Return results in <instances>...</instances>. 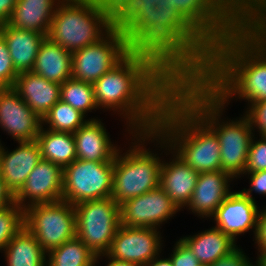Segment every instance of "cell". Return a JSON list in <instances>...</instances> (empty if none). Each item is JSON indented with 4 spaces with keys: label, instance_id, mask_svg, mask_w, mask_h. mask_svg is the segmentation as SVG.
I'll list each match as a JSON object with an SVG mask.
<instances>
[{
    "label": "cell",
    "instance_id": "1",
    "mask_svg": "<svg viewBox=\"0 0 266 266\" xmlns=\"http://www.w3.org/2000/svg\"><path fill=\"white\" fill-rule=\"evenodd\" d=\"M229 0H117L112 27L128 54L148 61L174 87L203 84Z\"/></svg>",
    "mask_w": 266,
    "mask_h": 266
},
{
    "label": "cell",
    "instance_id": "2",
    "mask_svg": "<svg viewBox=\"0 0 266 266\" xmlns=\"http://www.w3.org/2000/svg\"><path fill=\"white\" fill-rule=\"evenodd\" d=\"M98 108L123 115L128 133L156 130L174 86L148 61L128 54L93 83Z\"/></svg>",
    "mask_w": 266,
    "mask_h": 266
},
{
    "label": "cell",
    "instance_id": "3",
    "mask_svg": "<svg viewBox=\"0 0 266 266\" xmlns=\"http://www.w3.org/2000/svg\"><path fill=\"white\" fill-rule=\"evenodd\" d=\"M225 105L266 100V54L229 18L218 28L203 83Z\"/></svg>",
    "mask_w": 266,
    "mask_h": 266
},
{
    "label": "cell",
    "instance_id": "4",
    "mask_svg": "<svg viewBox=\"0 0 266 266\" xmlns=\"http://www.w3.org/2000/svg\"><path fill=\"white\" fill-rule=\"evenodd\" d=\"M156 131L198 173L222 171L216 134L175 93L166 100Z\"/></svg>",
    "mask_w": 266,
    "mask_h": 266
},
{
    "label": "cell",
    "instance_id": "5",
    "mask_svg": "<svg viewBox=\"0 0 266 266\" xmlns=\"http://www.w3.org/2000/svg\"><path fill=\"white\" fill-rule=\"evenodd\" d=\"M174 93L216 134L222 171L233 179L243 176L254 135L248 116L244 113L239 119L222 120L227 105L204 84L179 85L174 87Z\"/></svg>",
    "mask_w": 266,
    "mask_h": 266
},
{
    "label": "cell",
    "instance_id": "6",
    "mask_svg": "<svg viewBox=\"0 0 266 266\" xmlns=\"http://www.w3.org/2000/svg\"><path fill=\"white\" fill-rule=\"evenodd\" d=\"M112 28L110 6L98 0H62L46 37L73 53L97 42Z\"/></svg>",
    "mask_w": 266,
    "mask_h": 266
},
{
    "label": "cell",
    "instance_id": "7",
    "mask_svg": "<svg viewBox=\"0 0 266 266\" xmlns=\"http://www.w3.org/2000/svg\"><path fill=\"white\" fill-rule=\"evenodd\" d=\"M131 135L134 142H131L130 149L121 154L123 151L119 147L114 158L111 197L120 206L130 199L158 188L160 182L163 159L145 147V143L151 141V131L133 132Z\"/></svg>",
    "mask_w": 266,
    "mask_h": 266
},
{
    "label": "cell",
    "instance_id": "8",
    "mask_svg": "<svg viewBox=\"0 0 266 266\" xmlns=\"http://www.w3.org/2000/svg\"><path fill=\"white\" fill-rule=\"evenodd\" d=\"M76 237L95 255H105L121 224L120 205L112 197L74 205Z\"/></svg>",
    "mask_w": 266,
    "mask_h": 266
},
{
    "label": "cell",
    "instance_id": "9",
    "mask_svg": "<svg viewBox=\"0 0 266 266\" xmlns=\"http://www.w3.org/2000/svg\"><path fill=\"white\" fill-rule=\"evenodd\" d=\"M24 227L48 254L76 237L74 205L63 200L32 205L24 210Z\"/></svg>",
    "mask_w": 266,
    "mask_h": 266
},
{
    "label": "cell",
    "instance_id": "10",
    "mask_svg": "<svg viewBox=\"0 0 266 266\" xmlns=\"http://www.w3.org/2000/svg\"><path fill=\"white\" fill-rule=\"evenodd\" d=\"M114 162L76 159L63 168L62 200L73 205L112 196Z\"/></svg>",
    "mask_w": 266,
    "mask_h": 266
},
{
    "label": "cell",
    "instance_id": "11",
    "mask_svg": "<svg viewBox=\"0 0 266 266\" xmlns=\"http://www.w3.org/2000/svg\"><path fill=\"white\" fill-rule=\"evenodd\" d=\"M127 55L125 36L112 28L97 42L72 53V78L93 84Z\"/></svg>",
    "mask_w": 266,
    "mask_h": 266
},
{
    "label": "cell",
    "instance_id": "12",
    "mask_svg": "<svg viewBox=\"0 0 266 266\" xmlns=\"http://www.w3.org/2000/svg\"><path fill=\"white\" fill-rule=\"evenodd\" d=\"M154 228L128 227L120 224L105 255L97 256V261L113 258L145 266L162 251L161 233Z\"/></svg>",
    "mask_w": 266,
    "mask_h": 266
},
{
    "label": "cell",
    "instance_id": "13",
    "mask_svg": "<svg viewBox=\"0 0 266 266\" xmlns=\"http://www.w3.org/2000/svg\"><path fill=\"white\" fill-rule=\"evenodd\" d=\"M180 209L159 186L120 206L121 225L158 229Z\"/></svg>",
    "mask_w": 266,
    "mask_h": 266
},
{
    "label": "cell",
    "instance_id": "14",
    "mask_svg": "<svg viewBox=\"0 0 266 266\" xmlns=\"http://www.w3.org/2000/svg\"><path fill=\"white\" fill-rule=\"evenodd\" d=\"M62 187L63 168L41 159L14 196V202L23 211L32 205L54 203L62 200Z\"/></svg>",
    "mask_w": 266,
    "mask_h": 266
},
{
    "label": "cell",
    "instance_id": "15",
    "mask_svg": "<svg viewBox=\"0 0 266 266\" xmlns=\"http://www.w3.org/2000/svg\"><path fill=\"white\" fill-rule=\"evenodd\" d=\"M155 141L161 150L166 148L173 155L169 162L162 161L159 186L181 210L190 202L199 173L180 159L156 130H152L151 143L156 144Z\"/></svg>",
    "mask_w": 266,
    "mask_h": 266
},
{
    "label": "cell",
    "instance_id": "16",
    "mask_svg": "<svg viewBox=\"0 0 266 266\" xmlns=\"http://www.w3.org/2000/svg\"><path fill=\"white\" fill-rule=\"evenodd\" d=\"M42 119L13 88H0V127L17 142L35 141ZM1 143V141H0Z\"/></svg>",
    "mask_w": 266,
    "mask_h": 266
},
{
    "label": "cell",
    "instance_id": "17",
    "mask_svg": "<svg viewBox=\"0 0 266 266\" xmlns=\"http://www.w3.org/2000/svg\"><path fill=\"white\" fill-rule=\"evenodd\" d=\"M256 201L250 200L241 191L231 192L210 217L216 221L215 227L229 236L235 243L238 235L257 231L260 209Z\"/></svg>",
    "mask_w": 266,
    "mask_h": 266
},
{
    "label": "cell",
    "instance_id": "18",
    "mask_svg": "<svg viewBox=\"0 0 266 266\" xmlns=\"http://www.w3.org/2000/svg\"><path fill=\"white\" fill-rule=\"evenodd\" d=\"M18 144L16 149L6 151L0 143V176L13 197L21 190L29 174L42 159L36 140Z\"/></svg>",
    "mask_w": 266,
    "mask_h": 266
},
{
    "label": "cell",
    "instance_id": "19",
    "mask_svg": "<svg viewBox=\"0 0 266 266\" xmlns=\"http://www.w3.org/2000/svg\"><path fill=\"white\" fill-rule=\"evenodd\" d=\"M232 180L234 179L223 171L199 173L197 184L186 207L198 217L210 218L232 192Z\"/></svg>",
    "mask_w": 266,
    "mask_h": 266
},
{
    "label": "cell",
    "instance_id": "20",
    "mask_svg": "<svg viewBox=\"0 0 266 266\" xmlns=\"http://www.w3.org/2000/svg\"><path fill=\"white\" fill-rule=\"evenodd\" d=\"M77 159L94 162H114L119 148L112 144L100 119H88L73 133Z\"/></svg>",
    "mask_w": 266,
    "mask_h": 266
},
{
    "label": "cell",
    "instance_id": "21",
    "mask_svg": "<svg viewBox=\"0 0 266 266\" xmlns=\"http://www.w3.org/2000/svg\"><path fill=\"white\" fill-rule=\"evenodd\" d=\"M228 18L266 54V0H229Z\"/></svg>",
    "mask_w": 266,
    "mask_h": 266
},
{
    "label": "cell",
    "instance_id": "22",
    "mask_svg": "<svg viewBox=\"0 0 266 266\" xmlns=\"http://www.w3.org/2000/svg\"><path fill=\"white\" fill-rule=\"evenodd\" d=\"M41 119L60 100V84L32 71L19 73L12 87Z\"/></svg>",
    "mask_w": 266,
    "mask_h": 266
},
{
    "label": "cell",
    "instance_id": "23",
    "mask_svg": "<svg viewBox=\"0 0 266 266\" xmlns=\"http://www.w3.org/2000/svg\"><path fill=\"white\" fill-rule=\"evenodd\" d=\"M0 35L6 43L16 72L32 71L40 45L46 36L35 31L17 29L7 23L0 24Z\"/></svg>",
    "mask_w": 266,
    "mask_h": 266
},
{
    "label": "cell",
    "instance_id": "24",
    "mask_svg": "<svg viewBox=\"0 0 266 266\" xmlns=\"http://www.w3.org/2000/svg\"><path fill=\"white\" fill-rule=\"evenodd\" d=\"M61 1L17 0L6 23L17 29L35 31L47 36L55 9Z\"/></svg>",
    "mask_w": 266,
    "mask_h": 266
},
{
    "label": "cell",
    "instance_id": "25",
    "mask_svg": "<svg viewBox=\"0 0 266 266\" xmlns=\"http://www.w3.org/2000/svg\"><path fill=\"white\" fill-rule=\"evenodd\" d=\"M32 72L61 85L72 78V53L46 37L40 45Z\"/></svg>",
    "mask_w": 266,
    "mask_h": 266
},
{
    "label": "cell",
    "instance_id": "26",
    "mask_svg": "<svg viewBox=\"0 0 266 266\" xmlns=\"http://www.w3.org/2000/svg\"><path fill=\"white\" fill-rule=\"evenodd\" d=\"M180 239L188 246L200 264L207 265L226 257L238 247L229 236L215 226Z\"/></svg>",
    "mask_w": 266,
    "mask_h": 266
},
{
    "label": "cell",
    "instance_id": "27",
    "mask_svg": "<svg viewBox=\"0 0 266 266\" xmlns=\"http://www.w3.org/2000/svg\"><path fill=\"white\" fill-rule=\"evenodd\" d=\"M36 141L41 149V158L62 168L77 159L73 133L53 131L41 126Z\"/></svg>",
    "mask_w": 266,
    "mask_h": 266
},
{
    "label": "cell",
    "instance_id": "28",
    "mask_svg": "<svg viewBox=\"0 0 266 266\" xmlns=\"http://www.w3.org/2000/svg\"><path fill=\"white\" fill-rule=\"evenodd\" d=\"M7 266H47V254L23 227L4 248Z\"/></svg>",
    "mask_w": 266,
    "mask_h": 266
},
{
    "label": "cell",
    "instance_id": "29",
    "mask_svg": "<svg viewBox=\"0 0 266 266\" xmlns=\"http://www.w3.org/2000/svg\"><path fill=\"white\" fill-rule=\"evenodd\" d=\"M47 266H96L95 255L79 238L75 237L47 254Z\"/></svg>",
    "mask_w": 266,
    "mask_h": 266
},
{
    "label": "cell",
    "instance_id": "30",
    "mask_svg": "<svg viewBox=\"0 0 266 266\" xmlns=\"http://www.w3.org/2000/svg\"><path fill=\"white\" fill-rule=\"evenodd\" d=\"M85 117L79 110L59 100L42 118V126L46 124L49 130L74 133L88 121Z\"/></svg>",
    "mask_w": 266,
    "mask_h": 266
},
{
    "label": "cell",
    "instance_id": "31",
    "mask_svg": "<svg viewBox=\"0 0 266 266\" xmlns=\"http://www.w3.org/2000/svg\"><path fill=\"white\" fill-rule=\"evenodd\" d=\"M60 93V100L79 110L85 116L88 112L99 109L95 101L92 83L70 78L60 85Z\"/></svg>",
    "mask_w": 266,
    "mask_h": 266
},
{
    "label": "cell",
    "instance_id": "32",
    "mask_svg": "<svg viewBox=\"0 0 266 266\" xmlns=\"http://www.w3.org/2000/svg\"><path fill=\"white\" fill-rule=\"evenodd\" d=\"M24 227V211L15 203L0 209V251Z\"/></svg>",
    "mask_w": 266,
    "mask_h": 266
},
{
    "label": "cell",
    "instance_id": "33",
    "mask_svg": "<svg viewBox=\"0 0 266 266\" xmlns=\"http://www.w3.org/2000/svg\"><path fill=\"white\" fill-rule=\"evenodd\" d=\"M252 137L248 150L247 164L244 173L266 170V136L261 135L259 140ZM254 138V139H253Z\"/></svg>",
    "mask_w": 266,
    "mask_h": 266
},
{
    "label": "cell",
    "instance_id": "34",
    "mask_svg": "<svg viewBox=\"0 0 266 266\" xmlns=\"http://www.w3.org/2000/svg\"><path fill=\"white\" fill-rule=\"evenodd\" d=\"M17 76L18 73L13 67L9 50L0 35V88H12Z\"/></svg>",
    "mask_w": 266,
    "mask_h": 266
},
{
    "label": "cell",
    "instance_id": "35",
    "mask_svg": "<svg viewBox=\"0 0 266 266\" xmlns=\"http://www.w3.org/2000/svg\"><path fill=\"white\" fill-rule=\"evenodd\" d=\"M245 114L248 116L253 130L258 129L259 137L266 136V100L251 102Z\"/></svg>",
    "mask_w": 266,
    "mask_h": 266
},
{
    "label": "cell",
    "instance_id": "36",
    "mask_svg": "<svg viewBox=\"0 0 266 266\" xmlns=\"http://www.w3.org/2000/svg\"><path fill=\"white\" fill-rule=\"evenodd\" d=\"M173 266H199L198 259L194 256L188 246L181 240H177L170 255Z\"/></svg>",
    "mask_w": 266,
    "mask_h": 266
},
{
    "label": "cell",
    "instance_id": "37",
    "mask_svg": "<svg viewBox=\"0 0 266 266\" xmlns=\"http://www.w3.org/2000/svg\"><path fill=\"white\" fill-rule=\"evenodd\" d=\"M244 175L248 174V178L250 179V188L243 189L241 192L248 197L250 200L255 201L252 196V192L258 194L266 195V170L258 171V172H250V173H243ZM250 175V177H249Z\"/></svg>",
    "mask_w": 266,
    "mask_h": 266
},
{
    "label": "cell",
    "instance_id": "38",
    "mask_svg": "<svg viewBox=\"0 0 266 266\" xmlns=\"http://www.w3.org/2000/svg\"><path fill=\"white\" fill-rule=\"evenodd\" d=\"M247 257V258H246ZM249 257L245 255L242 249L237 247L226 257L220 258L210 266H255L250 262Z\"/></svg>",
    "mask_w": 266,
    "mask_h": 266
},
{
    "label": "cell",
    "instance_id": "39",
    "mask_svg": "<svg viewBox=\"0 0 266 266\" xmlns=\"http://www.w3.org/2000/svg\"><path fill=\"white\" fill-rule=\"evenodd\" d=\"M255 244L259 251L266 250V207L258 214L257 231L255 235Z\"/></svg>",
    "mask_w": 266,
    "mask_h": 266
},
{
    "label": "cell",
    "instance_id": "40",
    "mask_svg": "<svg viewBox=\"0 0 266 266\" xmlns=\"http://www.w3.org/2000/svg\"><path fill=\"white\" fill-rule=\"evenodd\" d=\"M17 0H0V24L6 23L13 9L15 8Z\"/></svg>",
    "mask_w": 266,
    "mask_h": 266
},
{
    "label": "cell",
    "instance_id": "41",
    "mask_svg": "<svg viewBox=\"0 0 266 266\" xmlns=\"http://www.w3.org/2000/svg\"><path fill=\"white\" fill-rule=\"evenodd\" d=\"M14 202L13 195L7 190L4 181L0 176V209Z\"/></svg>",
    "mask_w": 266,
    "mask_h": 266
},
{
    "label": "cell",
    "instance_id": "42",
    "mask_svg": "<svg viewBox=\"0 0 266 266\" xmlns=\"http://www.w3.org/2000/svg\"><path fill=\"white\" fill-rule=\"evenodd\" d=\"M145 266H173V263L169 258H160V254L156 256L153 260L147 263Z\"/></svg>",
    "mask_w": 266,
    "mask_h": 266
},
{
    "label": "cell",
    "instance_id": "43",
    "mask_svg": "<svg viewBox=\"0 0 266 266\" xmlns=\"http://www.w3.org/2000/svg\"><path fill=\"white\" fill-rule=\"evenodd\" d=\"M108 264H106V266H134L132 263L130 262H126V261H120V260H116L113 258H107Z\"/></svg>",
    "mask_w": 266,
    "mask_h": 266
},
{
    "label": "cell",
    "instance_id": "44",
    "mask_svg": "<svg viewBox=\"0 0 266 266\" xmlns=\"http://www.w3.org/2000/svg\"><path fill=\"white\" fill-rule=\"evenodd\" d=\"M258 259L255 261V266H266V250L258 252Z\"/></svg>",
    "mask_w": 266,
    "mask_h": 266
},
{
    "label": "cell",
    "instance_id": "45",
    "mask_svg": "<svg viewBox=\"0 0 266 266\" xmlns=\"http://www.w3.org/2000/svg\"><path fill=\"white\" fill-rule=\"evenodd\" d=\"M98 1L101 2L102 4L111 7L117 0H98Z\"/></svg>",
    "mask_w": 266,
    "mask_h": 266
},
{
    "label": "cell",
    "instance_id": "46",
    "mask_svg": "<svg viewBox=\"0 0 266 266\" xmlns=\"http://www.w3.org/2000/svg\"><path fill=\"white\" fill-rule=\"evenodd\" d=\"M199 266H210V265H207V264H200Z\"/></svg>",
    "mask_w": 266,
    "mask_h": 266
}]
</instances>
